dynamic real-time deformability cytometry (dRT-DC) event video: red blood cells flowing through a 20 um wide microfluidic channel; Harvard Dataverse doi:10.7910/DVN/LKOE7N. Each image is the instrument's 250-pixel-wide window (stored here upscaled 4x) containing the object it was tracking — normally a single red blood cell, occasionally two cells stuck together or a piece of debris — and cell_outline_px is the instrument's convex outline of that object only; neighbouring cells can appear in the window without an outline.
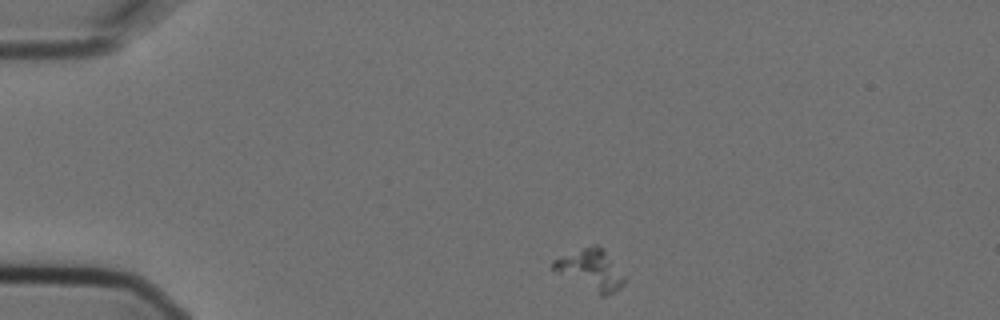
{"species": "Egyptian fruit bat (a non-hibernating species)", "species_latin": "Rousettus aegyptiacus", "temperature_condition": "cold", "stored_images_in_passage": 9, "camera_frame_rate_fps": 3000, "um_per_image_px": 0.085, "animal": {"sex": "female"}, "frame": {"image": 1, "passage_image": 1, "time_ms": 0.0, "image_size_px": [1000, 320], "cell_outline_px": [[624, 284], [612, 292], [604, 296], [600, 296], [552, 272], [552, 260], [592, 244], [596, 244], [604, 252], [624, 276]], "centroid_in_image_um": [50.12, 22.97], "position_along_channel_um": 34.9, "area_um2": 16.65}}
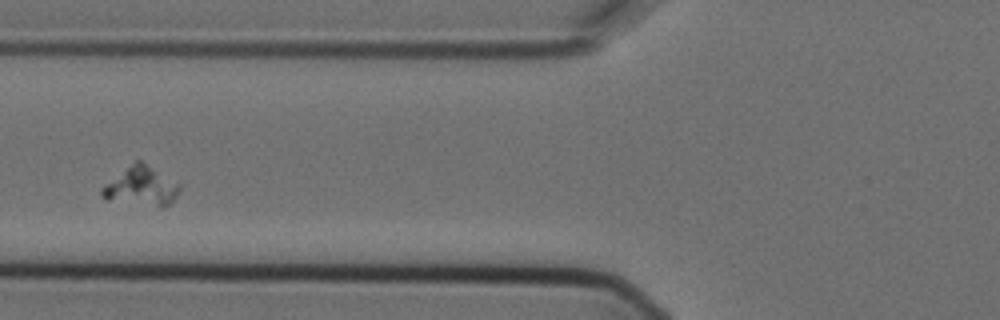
{"frame": {"image": 2, "passage_image": 4, "time_ms": 1.0, "image_size_px": [1000, 320], "cell_outline_px": [[180, 192], [164, 208], [160, 208], [108, 200], [100, 196], [100, 188], [104, 184], [136, 160], [140, 160], [180, 184]], "centroid_in_image_um": [11.98, 15.87], "position_along_channel_um": 113.8, "area_um2": 17.74}}
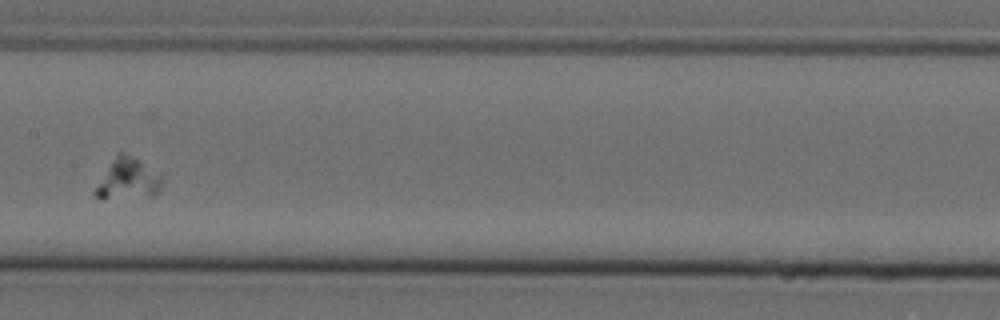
{"frame": {"image": 3, "passage_image": 6, "time_ms": 1.667, "image_size_px": [1000, 320], "cell_outline_px": [[164, 180], [160, 192], [152, 196], [100, 200], [92, 192], [112, 160], [120, 152], [124, 152], [140, 160], [160, 176]], "centroid_in_image_um": [10.86, 15.27], "position_along_channel_um": 196.5, "area_um2": 16.01}}